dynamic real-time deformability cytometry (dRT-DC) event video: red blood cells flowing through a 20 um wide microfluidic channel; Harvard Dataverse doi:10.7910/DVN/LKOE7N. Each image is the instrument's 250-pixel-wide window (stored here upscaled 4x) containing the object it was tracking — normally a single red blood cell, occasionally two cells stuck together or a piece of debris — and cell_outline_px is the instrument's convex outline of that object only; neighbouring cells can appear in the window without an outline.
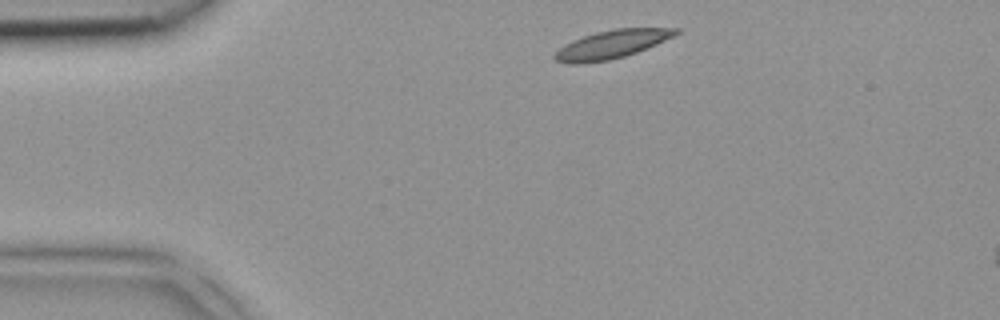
{"species": "common noctule bat (a hibernating species)", "species_latin": "Nyctalus noctula", "temperature_condition": "room temperature", "stored_images_in_passage": 2, "camera_frame_rate_fps": 3000, "um_per_image_px": 0.085, "animal": {"sex": "female", "body_mass_g": 18.4}, "frame": {"image": 1, "passage_image": 1, "time_ms": 0.0, "image_size_px": [1000, 320], "cell_outline_px": [[680, 32], [656, 44], [636, 52], [624, 56], [608, 60], [580, 64], [568, 64], [556, 60], [552, 56], [564, 44], [572, 40], [596, 32], [616, 28], [680, 28]], "centroid_in_image_um": [51.96, 3.77], "position_along_channel_um": 33.0, "area_um2": 19.77}}